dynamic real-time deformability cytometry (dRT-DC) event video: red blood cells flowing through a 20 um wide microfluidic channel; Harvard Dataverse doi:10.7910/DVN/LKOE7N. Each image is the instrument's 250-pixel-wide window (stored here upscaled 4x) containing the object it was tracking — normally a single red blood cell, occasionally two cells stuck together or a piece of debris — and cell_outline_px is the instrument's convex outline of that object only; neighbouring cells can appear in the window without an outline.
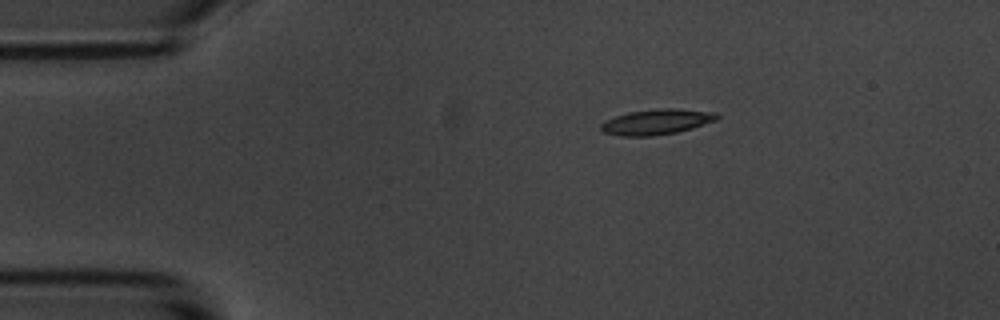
{"species": "common noctule bat (a hibernating species)", "species_latin": "Nyctalus noctula", "temperature_condition": "room temperature", "stored_images_in_passage": 5, "camera_frame_rate_fps": 3000, "um_per_image_px": 0.085, "animal": {"sex": "male", "body_mass_g": 20.1, "forearm_length_mm": 53.5}, "frame": {"image": 1, "passage_image": 2, "time_ms": 2.333, "image_size_px": [1000, 320], "cell_outline_px": [[720, 116], [716, 120], [692, 128], [676, 132], [652, 136], [620, 136], [604, 132], [600, 128], [600, 124], [604, 120], [628, 112], [660, 108], [672, 108], [716, 112]], "centroid_in_image_um": [55.79, 10.35], "position_along_channel_um": 29.2, "area_um2": 17.17}}
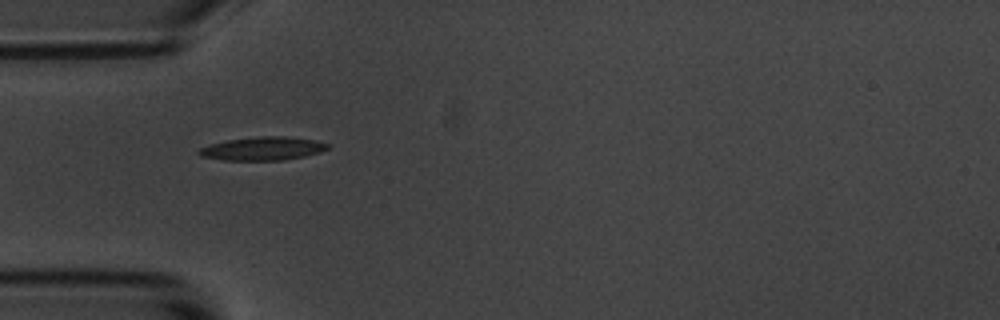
{"frame": {"image": 2, "passage_image": 4, "time_ms": 4.667, "image_size_px": [1000, 320], "cell_outline_px": [[332, 148], [320, 152], [304, 156], [284, 160], [224, 160], [200, 156], [196, 152], [200, 148], [208, 144], [228, 140], [260, 136], [284, 136], [312, 140], [328, 144]], "centroid_in_image_um": [22.31, 12.63], "position_along_channel_um": 62.7, "area_um2": 17.51}}
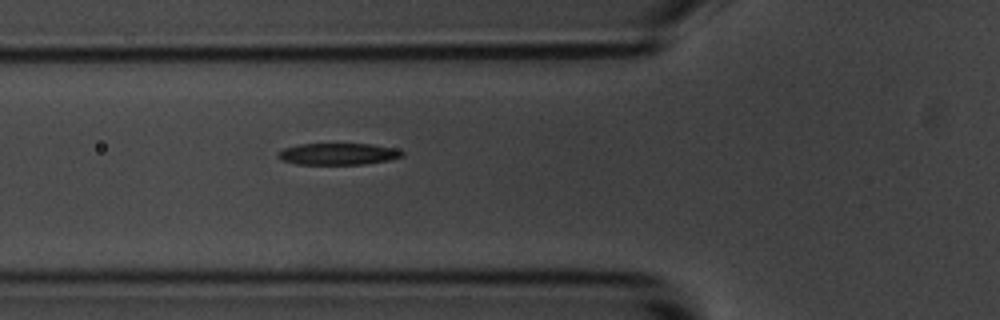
{"frame": {"image": 3, "passage_image": 5, "time_ms": 5.667, "image_size_px": [1000, 320], "cell_outline_px": [[404, 156], [388, 160], [364, 164], [296, 164], [280, 160], [276, 156], [284, 148], [300, 144], [372, 144], [396, 148], [404, 152]], "centroid_in_image_um": [28.75, 13.08], "position_along_channel_um": 97.1, "area_um2": 15.66}}